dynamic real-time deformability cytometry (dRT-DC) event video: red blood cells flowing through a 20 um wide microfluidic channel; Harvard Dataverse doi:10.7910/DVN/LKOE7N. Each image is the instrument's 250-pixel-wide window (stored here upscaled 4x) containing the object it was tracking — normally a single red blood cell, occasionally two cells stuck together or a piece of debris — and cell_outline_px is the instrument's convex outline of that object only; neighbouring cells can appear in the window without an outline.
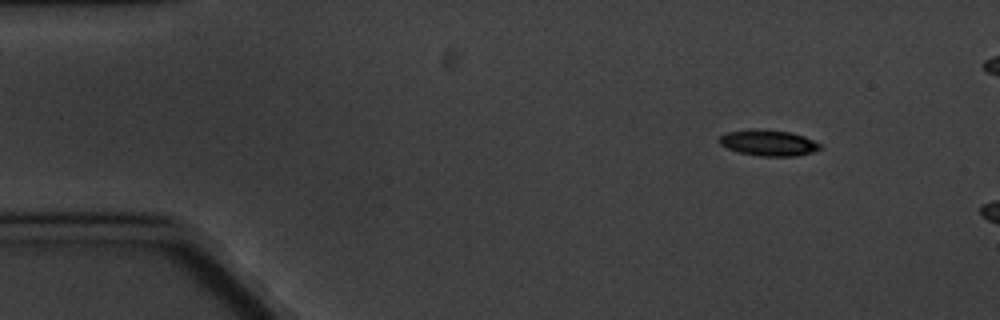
{"species": "common noctule bat (a hibernating species)", "species_latin": "Nyctalus noctula", "temperature_condition": "cold", "stored_images_in_passage": 4, "camera_frame_rate_fps": 3000, "um_per_image_px": 0.085, "animal": {"sex": "male", "body_mass_g": 20.1, "forearm_length_mm": 53.5}, "frame": {"image": 1, "passage_image": 1, "time_ms": 0.0, "image_size_px": [1000, 320], "cell_outline_px": [[824, 148], [812, 152], [796, 156], [760, 156], [740, 152], [728, 148], [720, 144], [716, 140], [720, 136], [728, 132], [752, 128], [764, 128], [788, 132], [804, 136], [824, 144]], "centroid_in_image_um": [65.35, 12.13], "position_along_channel_um": 19.6, "area_um2": 15.55}}